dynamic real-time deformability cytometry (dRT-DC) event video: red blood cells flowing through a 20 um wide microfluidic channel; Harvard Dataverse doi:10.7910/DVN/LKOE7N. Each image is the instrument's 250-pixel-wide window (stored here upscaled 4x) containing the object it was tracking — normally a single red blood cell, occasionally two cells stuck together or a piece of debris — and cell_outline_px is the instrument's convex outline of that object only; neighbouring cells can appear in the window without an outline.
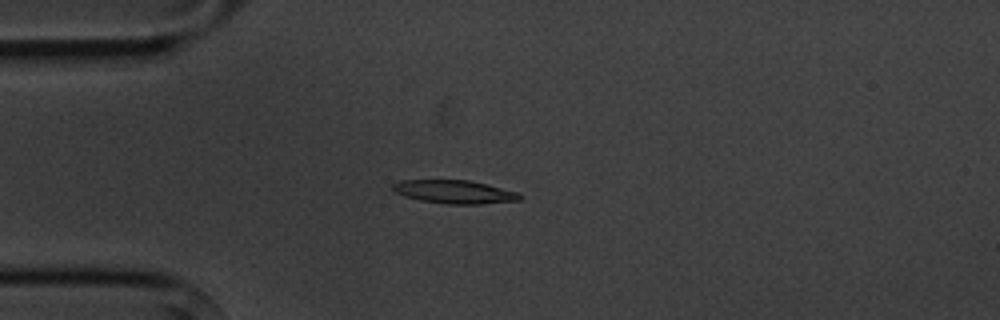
{"species": "common noctule bat (a hibernating species)", "species_latin": "Nyctalus noctula", "temperature_condition": "cold", "stored_images_in_passage": 4, "camera_frame_rate_fps": 3000, "um_per_image_px": 0.085, "animal": {"sex": "male", "body_mass_g": 20.1, "forearm_length_mm": 53.5}, "frame": {"image": 1, "passage_image": 4, "time_ms": 3.333, "image_size_px": [1000, 320], "cell_outline_px": [[524, 196], [520, 200], [480, 204], [448, 204], [420, 200], [404, 196], [396, 192], [392, 188], [392, 184], [400, 180], [468, 180], [516, 192]], "centroid_in_image_um": [38.6, 16.31], "position_along_channel_um": 46.4, "area_um2": 17.05}}